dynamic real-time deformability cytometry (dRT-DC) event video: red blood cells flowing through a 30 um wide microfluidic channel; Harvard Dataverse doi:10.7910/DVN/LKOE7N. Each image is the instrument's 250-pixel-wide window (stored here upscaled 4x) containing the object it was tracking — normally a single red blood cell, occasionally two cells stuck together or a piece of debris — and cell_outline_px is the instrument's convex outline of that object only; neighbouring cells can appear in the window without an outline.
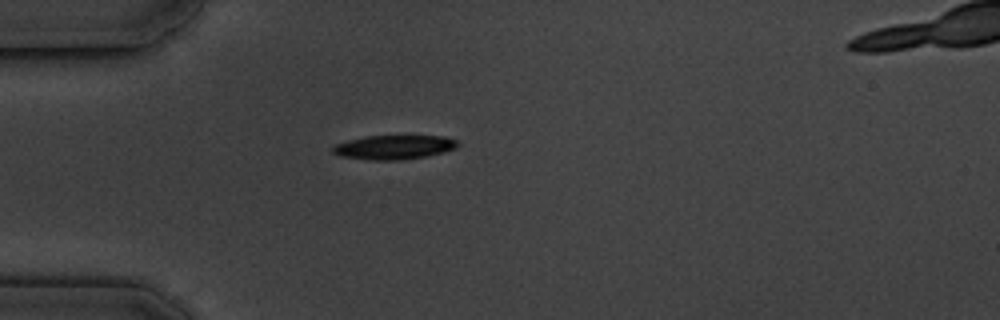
{"species": "common noctule bat (a hibernating species)", "species_latin": "Nyctalus noctula", "temperature_condition": "cold", "stored_images_in_passage": 2, "camera_frame_rate_fps": 3000, "um_per_image_px": 0.085, "animal": {"sex": "male", "body_mass_g": 19.5, "forearm_length_mm": 54.6}, "frame": {"image": 1, "passage_image": 1, "time_ms": 0.0, "image_size_px": [1000, 320], "cell_outline_px": [[460, 144], [456, 148], [444, 152], [424, 156], [400, 160], [372, 160], [340, 156], [332, 152], [332, 148], [336, 144], [348, 140], [364, 136], [444, 136], [456, 140]], "centroid_in_image_um": [33.49, 12.51], "position_along_channel_um": 51.5, "area_um2": 17.51}}